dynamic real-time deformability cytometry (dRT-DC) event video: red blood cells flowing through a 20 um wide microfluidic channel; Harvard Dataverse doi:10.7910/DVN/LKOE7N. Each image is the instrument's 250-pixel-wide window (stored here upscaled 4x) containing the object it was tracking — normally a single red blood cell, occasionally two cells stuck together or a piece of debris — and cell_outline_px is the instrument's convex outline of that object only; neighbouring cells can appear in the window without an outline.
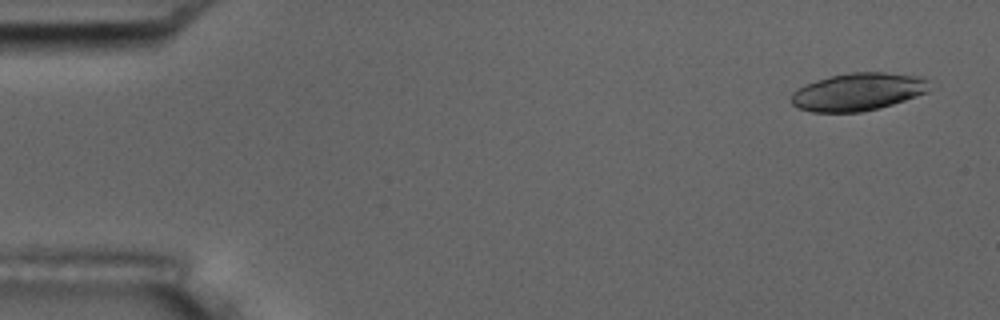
{"species": "common noctule bat (a hibernating species)", "species_latin": "Nyctalus noctula", "temperature_condition": "room temperature", "stored_images_in_passage": 8, "camera_frame_rate_fps": 3000, "um_per_image_px": 0.085, "animal": {"sex": "male", "body_mass_g": 17.5, "forearm_length_mm": 52.3}, "frame": {"image": 1, "passage_image": 1, "time_ms": 0.0, "image_size_px": [1000, 320], "cell_outline_px": [[928, 92], [880, 108], [860, 112], [812, 112], [800, 108], [792, 104], [792, 92], [796, 88], [816, 80], [848, 72], [884, 72], [924, 76], [928, 80]], "centroid_in_image_um": [72.94, 7.79], "position_along_channel_um": 12.1, "area_um2": 30.4}}
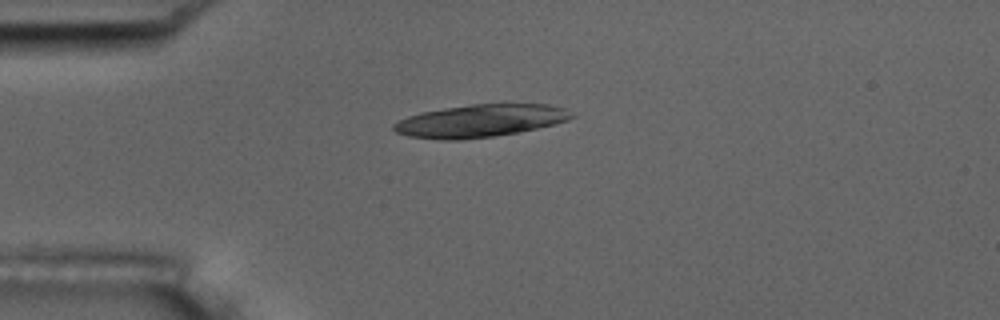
{"frame": {"image": 2, "passage_image": 4, "time_ms": 1.0, "image_size_px": [1000, 320], "cell_outline_px": [[576, 116], [568, 120], [556, 124], [516, 132], [492, 136], [460, 140], [440, 140], [408, 136], [396, 132], [392, 128], [392, 124], [408, 116], [420, 112], [472, 104], [548, 104], [564, 108]], "centroid_in_image_um": [40.8, 10.27], "position_along_channel_um": 44.2, "area_um2": 33.64}}